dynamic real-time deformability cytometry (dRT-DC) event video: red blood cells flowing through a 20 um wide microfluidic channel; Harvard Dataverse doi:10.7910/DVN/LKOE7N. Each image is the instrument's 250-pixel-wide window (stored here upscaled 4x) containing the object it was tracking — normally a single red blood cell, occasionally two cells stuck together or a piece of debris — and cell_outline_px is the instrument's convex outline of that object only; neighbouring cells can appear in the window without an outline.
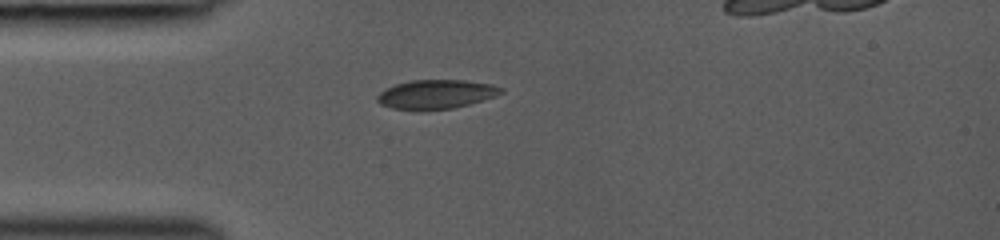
{"species": "common noctule bat (a hibernating species)", "species_latin": "Nyctalus noctula", "temperature_condition": "room temperature", "stored_images_in_passage": 1, "camera_frame_rate_fps": 3000, "um_per_image_px": 0.085, "animal": {"sex": "female", "body_mass_g": 19.0, "forearm_length_mm": 53.3}, "frame": {"image": 1, "passage_image": 1, "time_ms": 0.0, "image_size_px": [1000, 240], "cell_outline_px": [[504, 92], [496, 96], [468, 104], [452, 108], [420, 112], [392, 108], [380, 104], [376, 100], [376, 96], [380, 92], [396, 84], [412, 80], [464, 80], [492, 84], [504, 88]], "centroid_in_image_um": [37.06, 8.03], "position_along_channel_um": 47.9, "area_um2": 21.27}}